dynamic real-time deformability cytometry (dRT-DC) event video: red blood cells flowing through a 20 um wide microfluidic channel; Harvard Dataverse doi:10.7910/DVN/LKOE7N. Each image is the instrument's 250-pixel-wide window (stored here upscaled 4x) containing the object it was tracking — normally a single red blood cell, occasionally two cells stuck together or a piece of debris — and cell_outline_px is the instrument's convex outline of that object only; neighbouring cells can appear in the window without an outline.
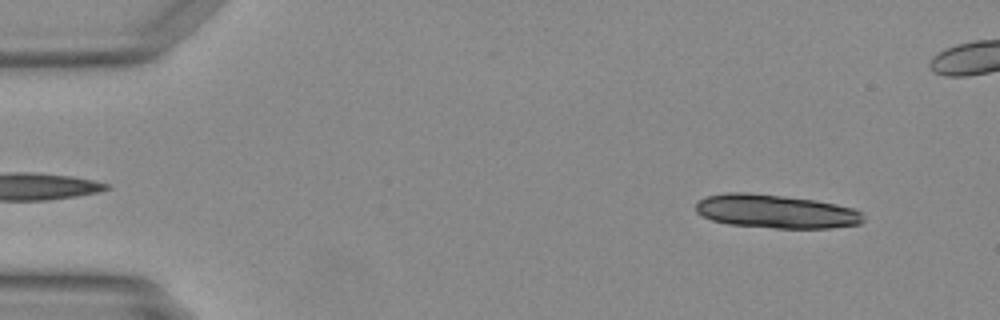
{"species": "Egyptian fruit bat (a non-hibernating species)", "species_latin": "Rousettus aegyptiacus", "temperature_condition": "warm", "stored_images_in_passage": 28, "camera_frame_rate_fps": 3000, "um_per_image_px": 0.085, "animal": {"sex": "female"}, "frame": {"image": 1, "passage_image": 4, "time_ms": 1.0, "image_size_px": [1000, 320], "cell_outline_px": [[864, 220], [860, 224], [828, 228], [776, 228], [728, 224], [712, 220], [696, 212], [696, 204], [700, 200], [708, 196], [724, 192], [748, 192], [784, 196], [816, 200], [836, 204], [852, 208], [860, 212], [864, 216]], "centroid_in_image_um": [65.95, 17.96], "position_along_channel_um": 19.1, "area_um2": 32.77}}
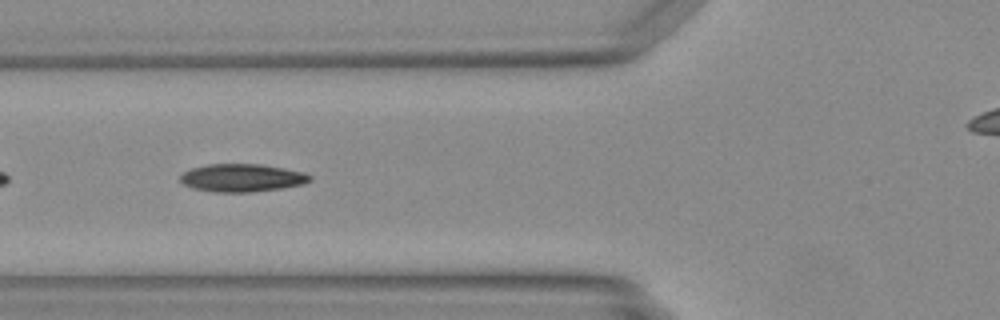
{"frame": {"image": 2, "passage_image": 18, "time_ms": 5.667, "image_size_px": [1000, 320], "cell_outline_px": [[312, 180], [304, 184], [280, 188], [252, 192], [212, 192], [192, 188], [184, 184], [180, 180], [180, 176], [184, 172], [192, 168], [208, 164], [260, 164], [304, 172], [312, 176]], "centroid_in_image_um": [20.57, 15.12], "position_along_channel_um": 105.2, "area_um2": 21.04}}
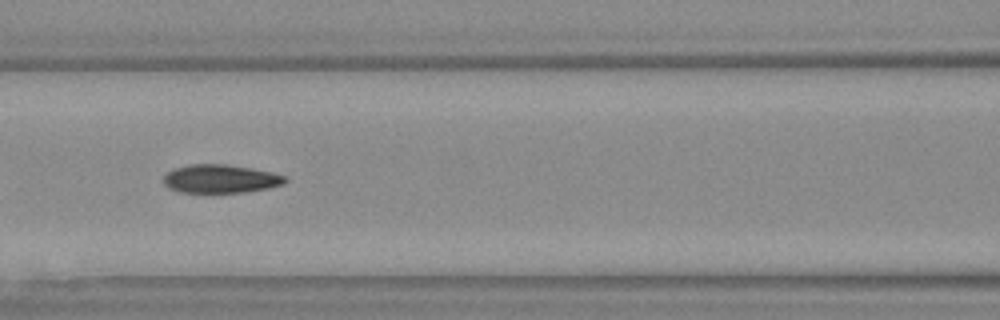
{"frame": {"image": 3, "passage_image": 21, "time_ms": 6.667, "image_size_px": [1000, 320], "cell_outline_px": [[288, 180], [284, 184], [268, 188], [244, 192], [180, 192], [168, 188], [164, 184], [164, 176], [168, 172], [176, 168], [192, 164], [224, 164], [252, 168], [272, 172], [284, 176]], "centroid_in_image_um": [18.76, 15.2], "position_along_channel_um": 147.8, "area_um2": 20.0}}